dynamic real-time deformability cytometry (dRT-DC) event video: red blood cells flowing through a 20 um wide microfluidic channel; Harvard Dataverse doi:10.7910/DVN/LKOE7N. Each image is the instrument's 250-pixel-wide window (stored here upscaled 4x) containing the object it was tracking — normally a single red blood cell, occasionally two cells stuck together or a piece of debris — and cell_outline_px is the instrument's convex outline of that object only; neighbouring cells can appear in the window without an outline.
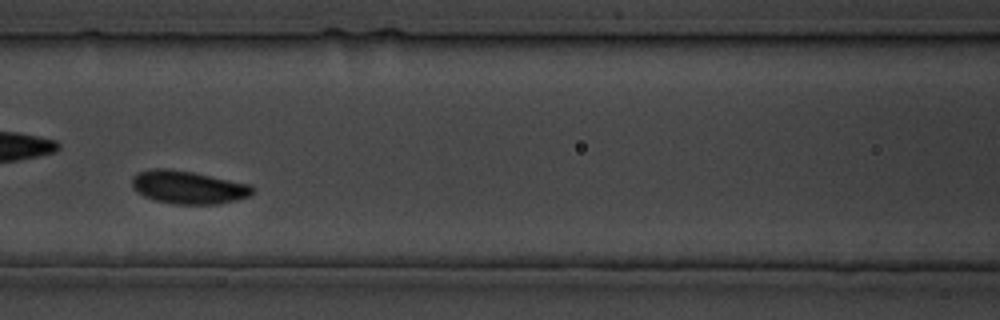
{"species": "common noctule bat (a hibernating species)", "species_latin": "Nyctalus noctula", "temperature_condition": "cold", "stored_images_in_passage": 14, "camera_frame_rate_fps": 3000, "um_per_image_px": 0.085, "animal": {"sex": "male", "body_mass_g": 19.5, "forearm_length_mm": 54.6}, "frame": {"image": 1, "passage_image": 8, "time_ms": 9.0, "image_size_px": [1000, 320], "cell_outline_px": [[256, 188], [248, 196], [236, 200], [220, 204], [172, 204], [156, 200], [144, 196], [132, 188], [132, 176], [136, 172], [152, 168], [168, 168], [192, 172], [252, 184]], "centroid_in_image_um": [15.99, 15.91], "position_along_channel_um": 150.6, "area_um2": 23.41}}